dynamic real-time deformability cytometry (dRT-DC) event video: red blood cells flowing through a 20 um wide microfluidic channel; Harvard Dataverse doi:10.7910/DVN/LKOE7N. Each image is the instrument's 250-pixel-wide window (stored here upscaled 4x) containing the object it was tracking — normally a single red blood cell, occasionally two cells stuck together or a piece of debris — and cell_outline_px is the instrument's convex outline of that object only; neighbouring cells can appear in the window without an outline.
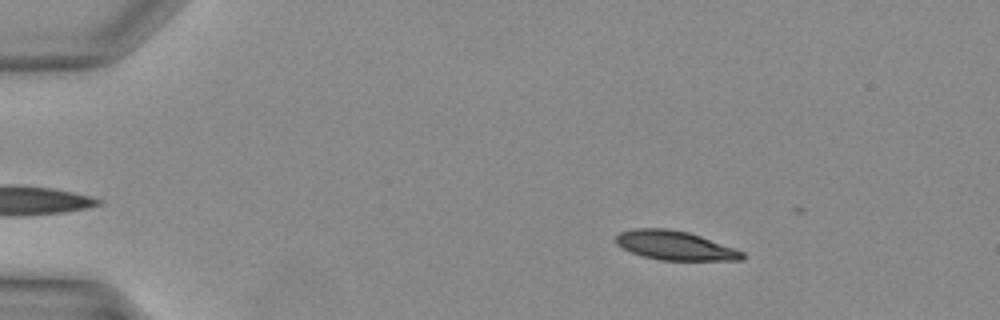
{"species": "Egyptian fruit bat (a non-hibernating species)", "species_latin": "Rousettus aegyptiacus", "temperature_condition": "warm", "stored_images_in_passage": 37, "camera_frame_rate_fps": 3000, "um_per_image_px": 0.085, "animal": {"sex": "female"}, "frame": {"image": 1, "passage_image": 6, "time_ms": 1.667, "image_size_px": [1000, 320], "cell_outline_px": [[744, 260], [660, 260], [644, 256], [632, 252], [616, 244], [616, 236], [620, 232], [636, 228], [668, 228], [688, 232], [736, 248], [744, 252]], "centroid_in_image_um": [57.4, 20.86], "position_along_channel_um": 27.6, "area_um2": 21.33}}
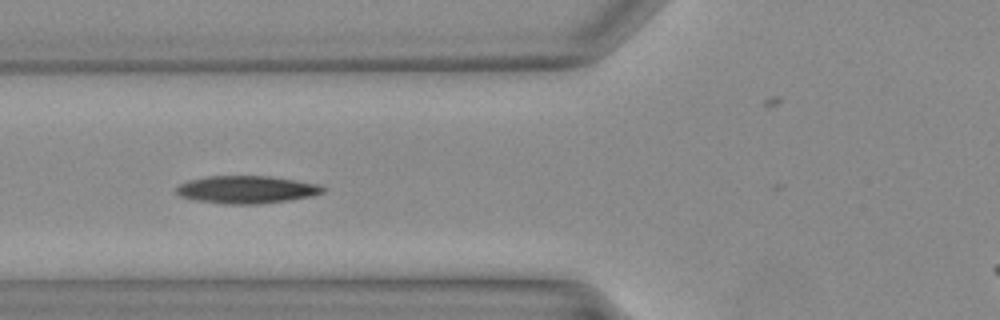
{"frame": {"image": 2, "passage_image": 15, "time_ms": 4.667, "image_size_px": [1000, 320], "cell_outline_px": [[324, 192], [312, 196], [288, 200], [260, 204], [224, 204], [196, 200], [180, 196], [176, 192], [176, 188], [180, 184], [188, 180], [208, 176], [272, 176], [320, 184], [324, 188]], "centroid_in_image_um": [20.97, 16.11], "position_along_channel_um": 104.8, "area_um2": 23.64}}
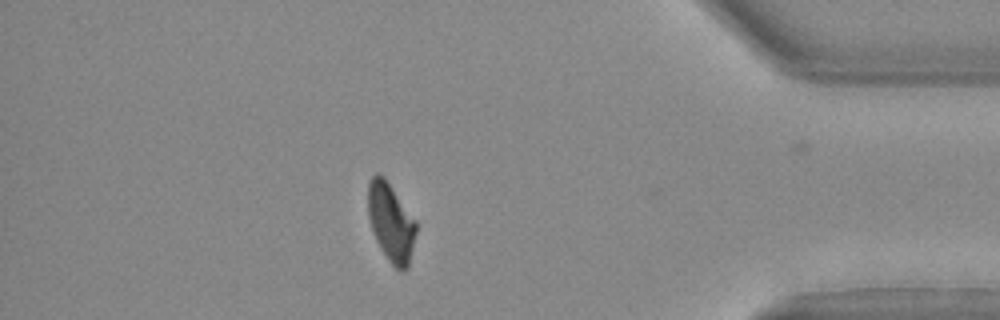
{"frame": {"image": 3, "passage_image": 34, "time_ms": 11.0, "image_size_px": [1000, 320], "cell_outline_px": [[416, 232], [408, 268], [404, 272], [400, 272], [388, 260], [376, 240], [368, 216], [368, 184], [372, 176], [376, 172], [384, 176], [416, 220]], "centroid_in_image_um": [33.23, 18.9], "position_along_channel_um": 402.0, "area_um2": 21.96}}